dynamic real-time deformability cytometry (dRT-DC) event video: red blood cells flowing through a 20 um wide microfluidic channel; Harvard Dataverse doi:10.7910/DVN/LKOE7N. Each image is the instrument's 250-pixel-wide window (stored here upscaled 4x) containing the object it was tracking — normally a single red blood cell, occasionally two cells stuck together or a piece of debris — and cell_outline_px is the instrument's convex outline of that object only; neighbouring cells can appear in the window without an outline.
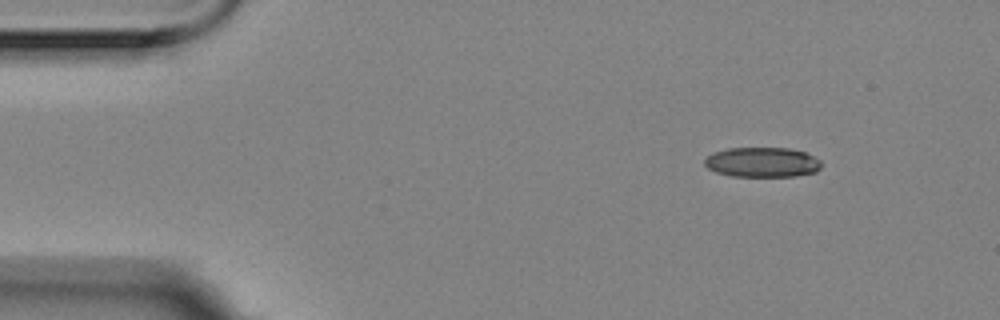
{"species": "Egyptian fruit bat (a non-hibernating species)", "species_latin": "Rousettus aegyptiacus", "temperature_condition": "room temperature", "stored_images_in_passage": 4, "camera_frame_rate_fps": 3000, "um_per_image_px": 0.085, "animal": {"sex": "female"}, "frame": {"image": 1, "passage_image": 1, "time_ms": 0.0, "image_size_px": [1000, 320], "cell_outline_px": [[820, 168], [816, 172], [796, 176], [732, 176], [716, 172], [708, 168], [704, 164], [704, 160], [712, 152], [728, 148], [788, 148], [808, 152], [820, 160]], "centroid_in_image_um": [64.8, 13.78], "position_along_channel_um": 20.2, "area_um2": 20.46}}